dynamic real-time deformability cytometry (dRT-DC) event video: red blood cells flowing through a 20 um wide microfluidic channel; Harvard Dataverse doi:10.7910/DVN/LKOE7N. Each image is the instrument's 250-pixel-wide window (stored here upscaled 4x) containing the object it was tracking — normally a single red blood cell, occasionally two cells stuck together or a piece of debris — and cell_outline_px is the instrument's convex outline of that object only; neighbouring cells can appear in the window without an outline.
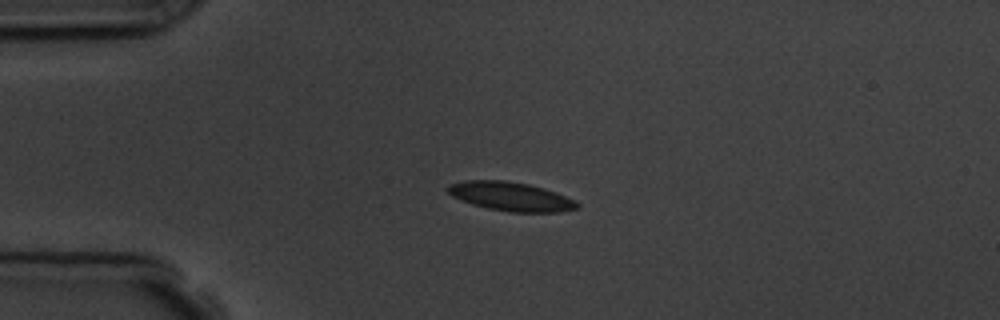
{"species": "common noctule bat (a hibernating species)", "species_latin": "Nyctalus noctula", "temperature_condition": "room temperature", "stored_images_in_passage": 6, "camera_frame_rate_fps": 3000, "um_per_image_px": 0.085, "animal": {"sex": "male", "body_mass_g": 19.5, "forearm_length_mm": 54.6}, "frame": {"image": 1, "passage_image": 3, "time_ms": 2.333, "image_size_px": [1000, 320], "cell_outline_px": [[580, 208], [560, 212], [508, 212], [488, 208], [472, 204], [460, 200], [452, 196], [444, 188], [448, 184], [464, 180], [504, 180], [528, 184], [544, 188], [556, 192], [576, 200], [580, 204]], "centroid_in_image_um": [43.42, 16.7], "position_along_channel_um": 41.6, "area_um2": 22.08}}